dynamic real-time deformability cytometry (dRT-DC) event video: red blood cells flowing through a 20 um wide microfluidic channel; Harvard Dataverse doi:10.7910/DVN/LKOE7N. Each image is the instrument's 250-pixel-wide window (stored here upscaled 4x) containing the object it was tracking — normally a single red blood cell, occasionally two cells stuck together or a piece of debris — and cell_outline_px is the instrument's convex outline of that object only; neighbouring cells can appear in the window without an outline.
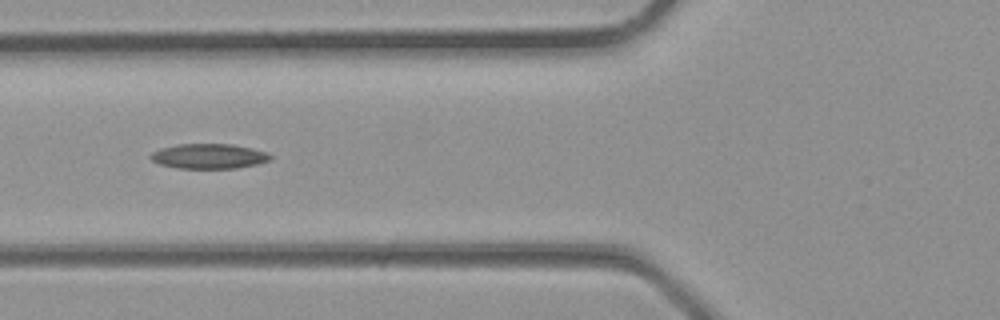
{"species": "common noctule bat (a hibernating species)", "species_latin": "Nyctalus noctula", "temperature_condition": "room temperature", "stored_images_in_passage": 30, "camera_frame_rate_fps": 3000, "um_per_image_px": 0.085, "animal": {"sex": "male", "body_mass_g": 23.1, "forearm_length_mm": 52.7}, "frame": {"image": 1, "passage_image": 13, "time_ms": 4.0, "image_size_px": [1000, 320], "cell_outline_px": [[272, 160], [256, 164], [236, 168], [180, 168], [160, 164], [152, 160], [148, 156], [152, 152], [160, 148], [176, 144], [232, 144], [252, 148], [268, 152], [272, 156]], "centroid_in_image_um": [17.77, 13.27], "position_along_channel_um": 108.0, "area_um2": 17.46}}